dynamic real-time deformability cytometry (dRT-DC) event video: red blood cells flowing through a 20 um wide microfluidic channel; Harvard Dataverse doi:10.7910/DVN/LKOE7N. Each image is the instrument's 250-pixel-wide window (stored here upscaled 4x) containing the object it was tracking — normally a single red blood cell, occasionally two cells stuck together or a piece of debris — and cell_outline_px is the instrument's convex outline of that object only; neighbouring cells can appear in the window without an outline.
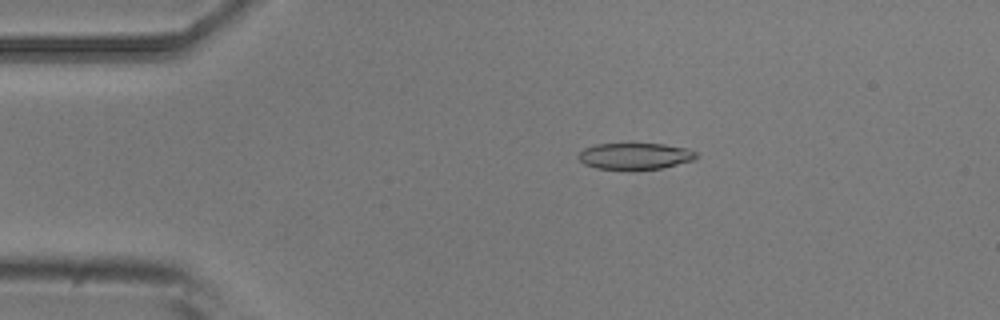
{"species": "common noctule bat (a hibernating species)", "species_latin": "Nyctalus noctula", "temperature_condition": "room temperature", "stored_images_in_passage": 50, "camera_frame_rate_fps": 3000, "um_per_image_px": 0.085, "animal": {"sex": "male", "body_mass_g": 20.5, "forearm_length_mm": 52.5}, "frame": {"image": 1, "passage_image": 6, "time_ms": 1.667, "image_size_px": [1000, 320], "cell_outline_px": [[700, 156], [692, 160], [660, 168], [636, 172], [596, 168], [584, 164], [576, 156], [584, 148], [596, 144], [664, 144], [688, 148], [696, 152]], "centroid_in_image_um": [53.96, 13.3], "position_along_channel_um": 31.0, "area_um2": 18.67}}
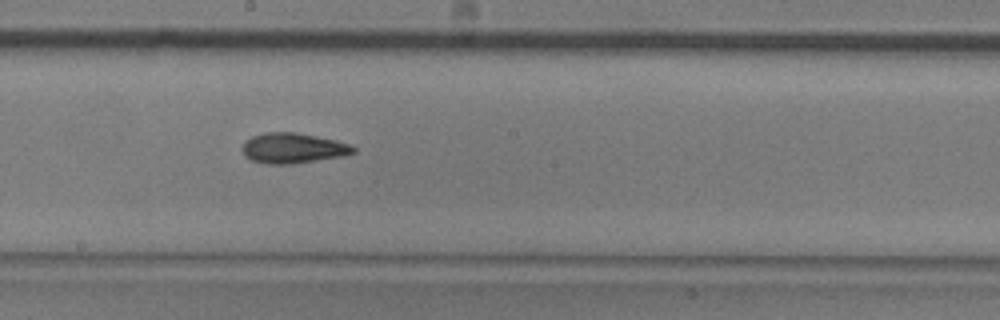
{"frame": {"image": 2, "passage_image": 25, "time_ms": 8.0, "image_size_px": [1000, 320], "cell_outline_px": [[356, 152], [340, 156], [292, 164], [264, 164], [252, 160], [244, 156], [244, 140], [252, 136], [264, 132], [296, 132], [336, 140], [348, 144], [356, 148]], "centroid_in_image_um": [24.88, 12.58], "position_along_channel_um": 223.3, "area_um2": 19.48}}
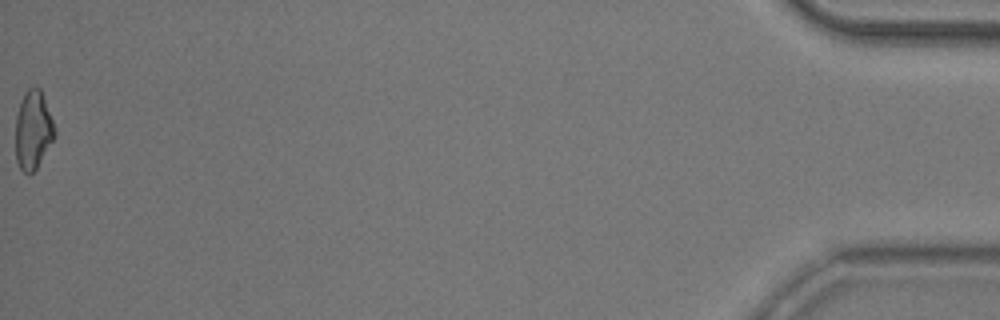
{"frame": {"image": 3, "passage_image": 50, "time_ms": 16.333, "image_size_px": [1000, 320], "cell_outline_px": [[56, 136], [36, 168], [28, 176], [20, 168], [16, 160], [16, 116], [20, 104], [28, 88], [32, 84], [36, 84], [40, 88], [56, 128]], "centroid_in_image_um": [2.83, 11.04], "position_along_channel_um": 432.4, "area_um2": 17.98}, "authors_computed_cell_mechanics": {"area_um2": 18.7272, "velocity_mm_per_s": 3.7514, "shape_relaxation_time_tau1_ms": 9.4094, "shape_relaxation_time_tau2_ms": 4.2798, "deformation_change_tau1": 0.2279, "deformation_change_tau2": 0.1247}}